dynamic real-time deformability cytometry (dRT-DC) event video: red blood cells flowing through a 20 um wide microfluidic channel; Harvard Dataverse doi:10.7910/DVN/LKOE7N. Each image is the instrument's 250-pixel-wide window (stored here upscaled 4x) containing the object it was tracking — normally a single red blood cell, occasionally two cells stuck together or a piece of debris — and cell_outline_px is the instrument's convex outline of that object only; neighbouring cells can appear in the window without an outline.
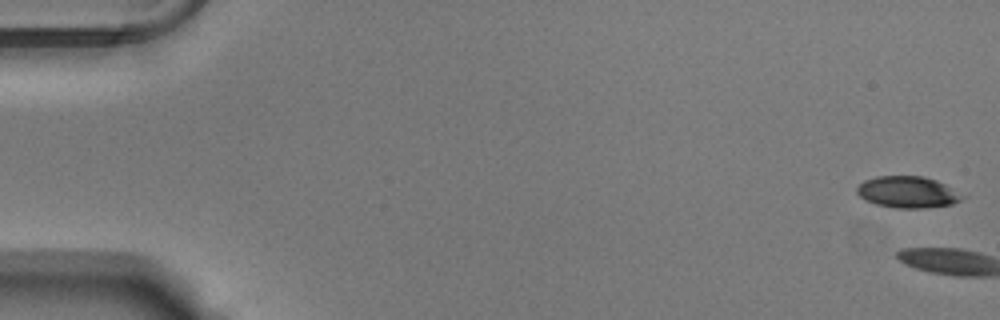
{"species": "Egyptian fruit bat (a non-hibernating species)", "species_latin": "Rousettus aegyptiacus", "temperature_condition": "warm", "stored_images_in_passage": 3, "camera_frame_rate_fps": 3000, "um_per_image_px": 0.085, "animal": {"sex": "male"}, "frame": {"image": 1, "passage_image": 1, "time_ms": 0.0, "image_size_px": [1000, 320], "cell_outline_px": [[964, 196], [960, 200], [952, 204], [924, 208], [896, 208], [876, 204], [864, 200], [856, 192], [856, 188], [864, 180], [876, 176], [924, 176], [936, 180], [944, 184]], "centroid_in_image_um": [77.1, 16.32], "position_along_channel_um": 7.9, "area_um2": 19.25}}